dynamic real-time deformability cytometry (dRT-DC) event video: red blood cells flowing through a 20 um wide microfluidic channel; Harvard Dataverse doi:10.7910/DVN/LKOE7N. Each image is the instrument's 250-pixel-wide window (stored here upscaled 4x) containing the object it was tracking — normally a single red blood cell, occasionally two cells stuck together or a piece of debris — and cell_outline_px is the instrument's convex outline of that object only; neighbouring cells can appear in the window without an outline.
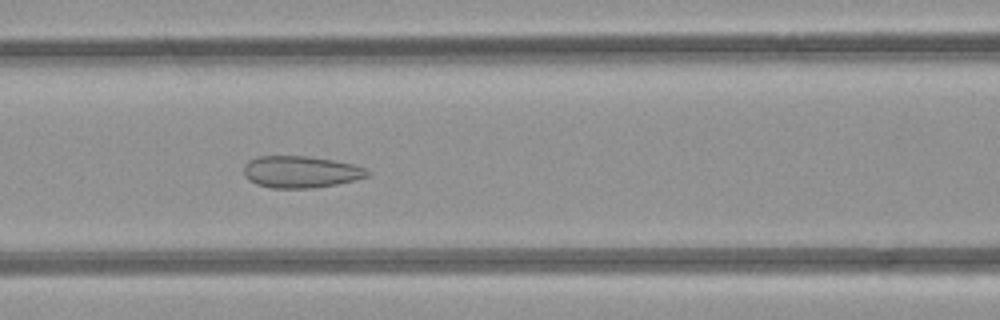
{"species": "common noctule bat (a hibernating species)", "species_latin": "Nyctalus noctula", "temperature_condition": "room temperature", "stored_images_in_passage": 42, "camera_frame_rate_fps": 3000, "um_per_image_px": 0.085, "animal": {"sex": "female", "body_mass_g": 21.9}, "frame": {"image": 1, "passage_image": 14, "time_ms": 4.333, "image_size_px": [1000, 320], "cell_outline_px": [[372, 172], [368, 176], [336, 184], [312, 188], [272, 188], [256, 184], [248, 180], [244, 176], [244, 164], [248, 160], [256, 156], [308, 156], [332, 160], [352, 164], [364, 168]], "centroid_in_image_um": [25.51, 14.6], "position_along_channel_um": 141.1, "area_um2": 22.95}}
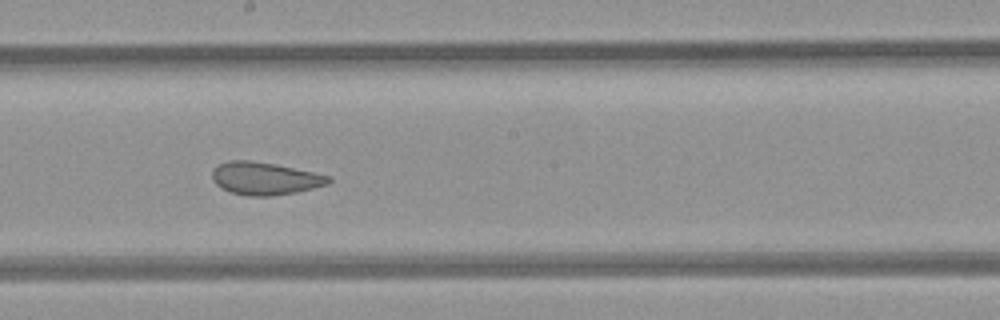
{"frame": {"image": 2, "passage_image": 20, "time_ms": 6.333, "image_size_px": [1000, 320], "cell_outline_px": [[332, 180], [328, 184], [296, 192], [272, 196], [248, 196], [232, 192], [220, 188], [212, 180], [212, 172], [220, 164], [228, 160], [252, 160], [276, 164], [332, 176]], "centroid_in_image_um": [22.52, 15.16], "position_along_channel_um": 225.7, "area_um2": 22.2}}
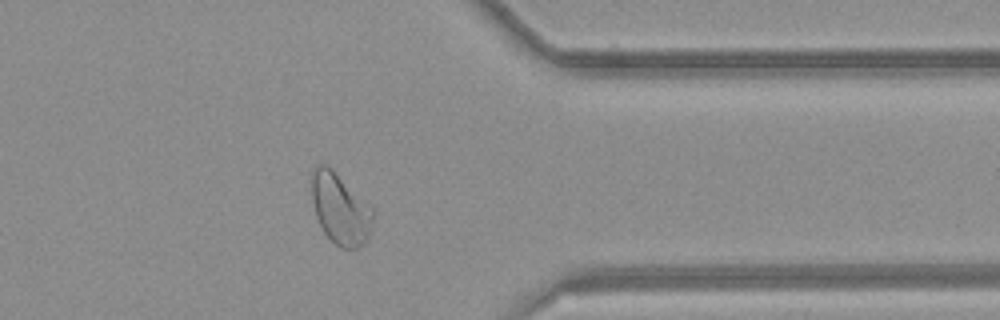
{"frame": {"image": 3, "passage_image": 32, "time_ms": 10.333, "image_size_px": [1000, 320], "cell_outline_px": [[376, 212], [372, 228], [364, 244], [356, 248], [340, 248], [324, 232], [316, 216], [312, 200], [312, 172], [316, 164], [328, 164]], "centroid_in_image_um": [28.93, 17.74], "position_along_channel_um": 382.5, "area_um2": 25.32}, "authors_computed_cell_mechanics": {"area_um2": 25.3453, "velocity_mm_per_s": 4.2324, "shape_relaxation_time_tau1_ms": null, "shape_relaxation_time_tau2_ms": 0.8751, "deformation_change_tau1": null, "deformation_change_tau2": 0.0606}}